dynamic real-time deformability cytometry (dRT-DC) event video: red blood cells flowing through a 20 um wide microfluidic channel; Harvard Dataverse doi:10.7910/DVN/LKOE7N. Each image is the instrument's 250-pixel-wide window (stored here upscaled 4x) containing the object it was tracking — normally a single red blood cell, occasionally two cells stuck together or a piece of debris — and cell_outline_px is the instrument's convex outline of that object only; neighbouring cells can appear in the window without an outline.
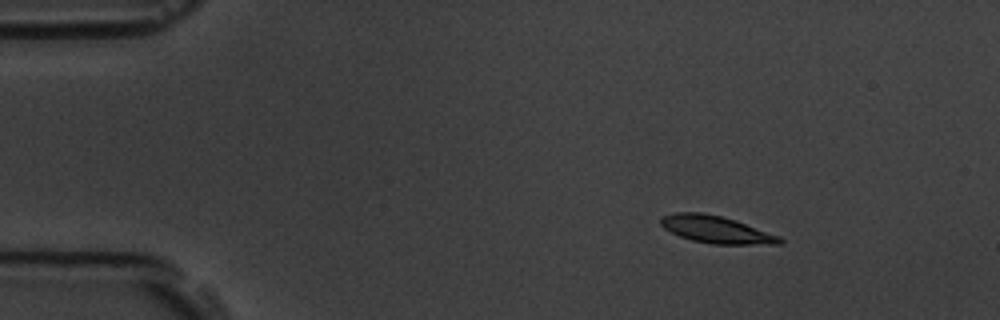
{"species": "common noctule bat (a hibernating species)", "species_latin": "Nyctalus noctula", "temperature_condition": "room temperature", "stored_images_in_passage": 7, "camera_frame_rate_fps": 3000, "um_per_image_px": 0.085, "animal": {"sex": "male", "body_mass_g": 19.5, "forearm_length_mm": 54.6}, "frame": {"image": 1, "passage_image": 2, "time_ms": 1.333, "image_size_px": [1000, 320], "cell_outline_px": [[784, 240], [780, 244], [712, 244], [692, 240], [680, 236], [664, 228], [660, 224], [660, 216], [676, 212], [700, 212], [720, 216], [736, 220], [780, 236]], "centroid_in_image_um": [60.87, 19.5], "position_along_channel_um": 24.1, "area_um2": 18.84}}
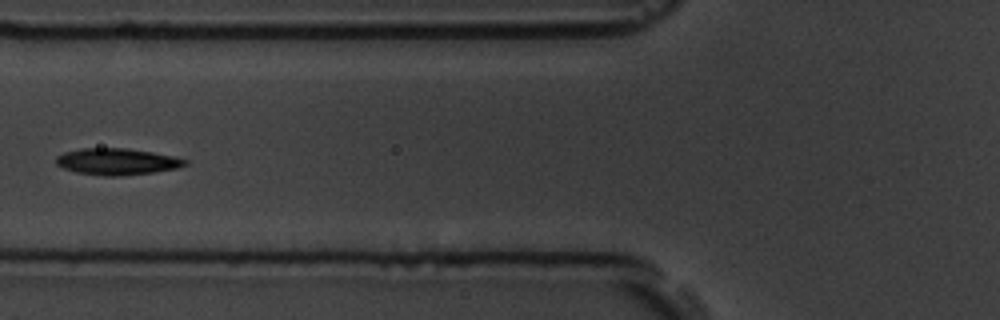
{"frame": {"image": 2, "passage_image": 6, "time_ms": 6.0, "image_size_px": [1000, 320], "cell_outline_px": [[188, 164], [176, 168], [152, 172], [120, 176], [104, 176], [76, 172], [64, 168], [56, 164], [56, 156], [64, 152], [80, 148], [124, 148], [152, 152], [176, 156], [188, 160]], "centroid_in_image_um": [9.94, 13.73], "position_along_channel_um": 115.9, "area_um2": 19.94}}
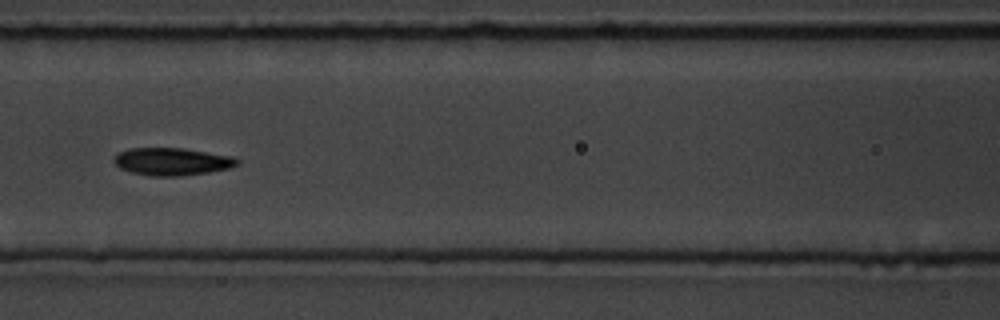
{"frame": {"image": 3, "passage_image": 7, "time_ms": 7.0, "image_size_px": [1000, 320], "cell_outline_px": [[240, 164], [228, 168], [208, 172], [180, 176], [152, 176], [132, 172], [120, 168], [112, 160], [120, 152], [128, 148], [184, 148], [232, 156], [240, 160]], "centroid_in_image_um": [14.64, 13.73], "position_along_channel_um": 152.0, "area_um2": 19.71}}